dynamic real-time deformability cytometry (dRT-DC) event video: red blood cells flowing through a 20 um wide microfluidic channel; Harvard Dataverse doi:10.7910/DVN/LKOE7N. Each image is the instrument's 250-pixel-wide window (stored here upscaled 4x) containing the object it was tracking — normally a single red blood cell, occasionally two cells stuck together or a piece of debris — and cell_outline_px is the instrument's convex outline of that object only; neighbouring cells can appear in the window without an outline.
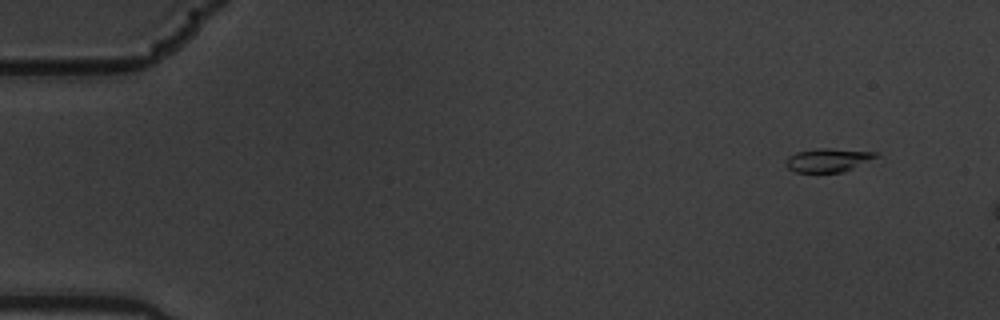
{"species": "common noctule bat (a hibernating species)", "species_latin": "Nyctalus noctula", "temperature_condition": "warm", "stored_images_in_passage": 3, "camera_frame_rate_fps": 3000, "um_per_image_px": 0.085, "animal": {"sex": "male", "body_mass_g": 19.5, "forearm_length_mm": 54.6}, "frame": {"image": 1, "passage_image": 1, "time_ms": 0.0, "image_size_px": [1000, 320], "cell_outline_px": [[880, 156], [844, 172], [796, 172], [788, 168], [784, 164], [784, 160], [788, 156], [796, 152], [816, 148], [828, 148], [876, 152]], "centroid_in_image_um": [70.35, 13.6], "position_along_channel_um": 14.6, "area_um2": 12.48}}